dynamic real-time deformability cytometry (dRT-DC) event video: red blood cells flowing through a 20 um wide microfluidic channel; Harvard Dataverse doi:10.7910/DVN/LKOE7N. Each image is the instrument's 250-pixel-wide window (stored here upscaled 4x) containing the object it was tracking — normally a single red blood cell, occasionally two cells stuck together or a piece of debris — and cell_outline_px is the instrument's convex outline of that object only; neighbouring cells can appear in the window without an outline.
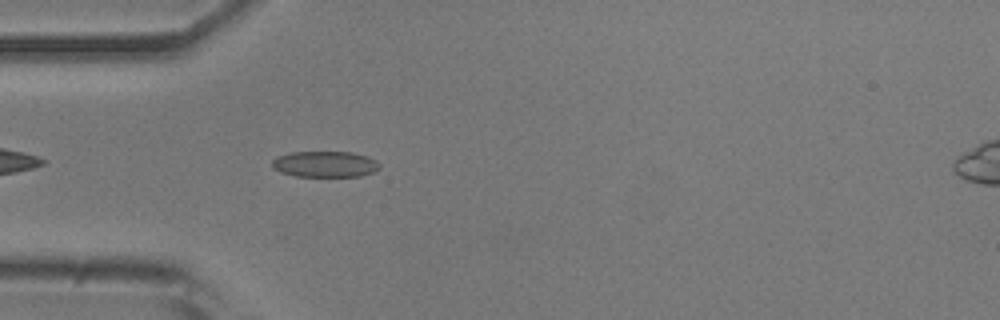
{"species": "common noctule bat (a hibernating species)", "species_latin": "Nyctalus noctula", "temperature_condition": "room temperature", "stored_images_in_passage": 42, "camera_frame_rate_fps": 3000, "um_per_image_px": 0.085, "animal": {"sex": "male", "body_mass_g": 20.5, "forearm_length_mm": 52.5}, "frame": {"image": 1, "passage_image": 5, "time_ms": 1.333, "image_size_px": [1000, 320], "cell_outline_px": [[380, 168], [372, 172], [360, 176], [296, 176], [280, 172], [272, 168], [272, 160], [276, 156], [292, 152], [352, 152], [368, 156], [376, 160], [380, 164]], "centroid_in_image_um": [27.62, 13.95], "position_along_channel_um": 57.4, "area_um2": 16.36}}
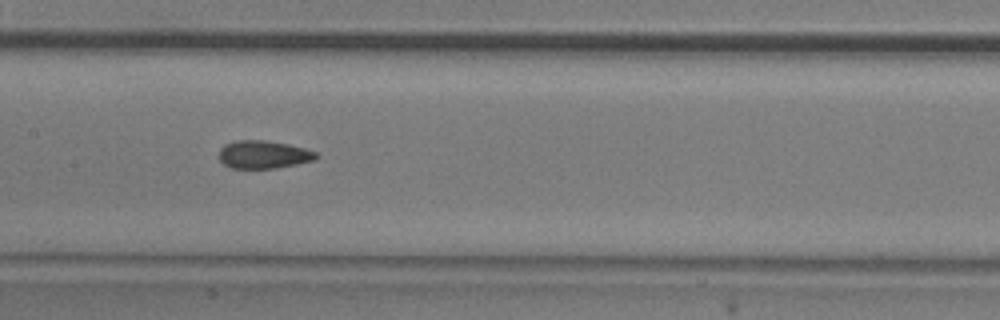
{"frame": {"image": 2, "passage_image": 15, "time_ms": 4.667, "image_size_px": [1000, 320], "cell_outline_px": [[320, 156], [316, 160], [276, 168], [232, 168], [224, 164], [220, 160], [220, 148], [224, 144], [236, 140], [264, 140], [288, 144], [304, 148], [316, 152]], "centroid_in_image_um": [22.42, 13.13], "position_along_channel_um": 185.0, "area_um2": 15.84}}
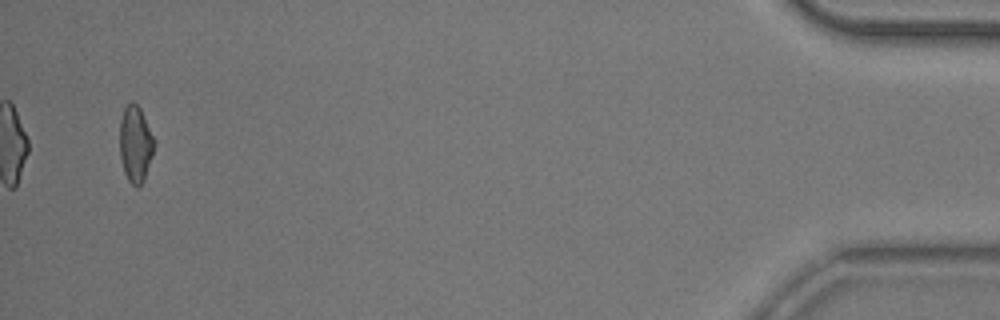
{"frame": {"image": 3, "passage_image": 40, "time_ms": 13.0, "image_size_px": [1000, 320], "cell_outline_px": [[156, 144], [144, 180], [140, 184], [132, 184], [128, 180], [124, 172], [120, 156], [120, 120], [124, 108], [132, 100], [140, 108]], "centroid_in_image_um": [11.51, 12.22], "position_along_channel_um": 423.7, "area_um2": 15.14}, "authors_computed_cell_mechanics": {"area_um2": 15.6638, "velocity_mm_per_s": 3.8917, "shape_relaxation_time_tau1_ms": 4.2708, "shape_relaxation_time_tau2_ms": 1.573, "deformation_change_tau1": 0.1155, "deformation_change_tau2": 0.0844}}